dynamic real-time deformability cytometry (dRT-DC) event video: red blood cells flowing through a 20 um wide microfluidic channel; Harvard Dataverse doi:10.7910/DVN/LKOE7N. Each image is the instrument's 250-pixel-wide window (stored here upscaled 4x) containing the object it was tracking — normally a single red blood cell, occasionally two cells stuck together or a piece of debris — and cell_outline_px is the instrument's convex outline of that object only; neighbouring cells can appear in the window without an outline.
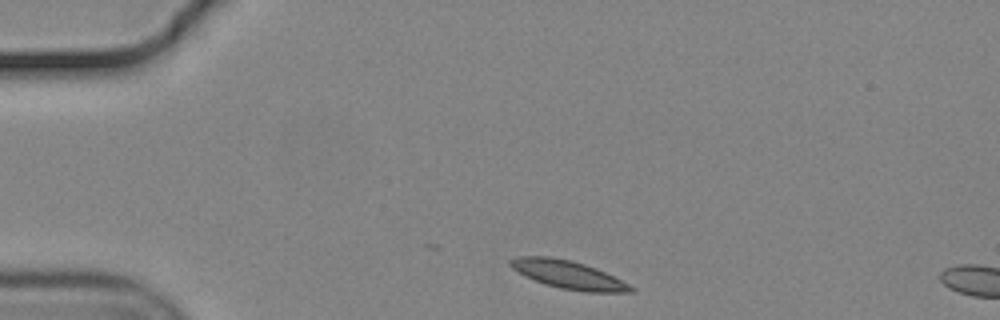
{"species": "common noctule bat (a hibernating species)", "species_latin": "Nyctalus noctula", "temperature_condition": "cold", "stored_images_in_passage": 4, "camera_frame_rate_fps": 3000, "um_per_image_px": 0.085, "animal": {"sex": "male", "body_mass_g": 19.2, "forearm_length_mm": 51.8}, "frame": {"image": 1, "passage_image": 1, "time_ms": 0.0, "image_size_px": [1000, 320], "cell_outline_px": [[636, 292], [584, 292], [560, 288], [524, 276], [512, 268], [508, 264], [508, 260], [516, 256], [548, 256], [572, 260], [596, 268], [636, 288]], "centroid_in_image_um": [48.28, 23.34], "position_along_channel_um": 36.7, "area_um2": 19.65}}